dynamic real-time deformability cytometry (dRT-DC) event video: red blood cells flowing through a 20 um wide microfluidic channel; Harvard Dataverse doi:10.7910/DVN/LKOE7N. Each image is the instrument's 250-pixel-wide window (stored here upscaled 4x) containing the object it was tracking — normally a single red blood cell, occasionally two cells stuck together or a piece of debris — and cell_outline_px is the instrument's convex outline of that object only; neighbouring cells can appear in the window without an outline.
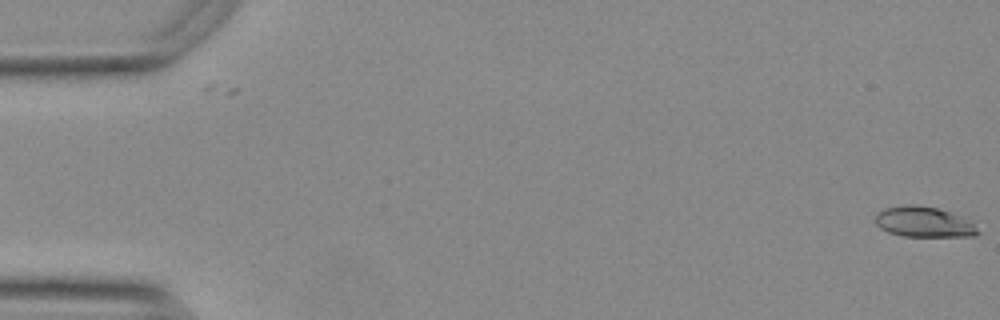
{"species": "Egyptian fruit bat (a non-hibernating species)", "species_latin": "Rousettus aegyptiacus", "temperature_condition": "warm", "stored_images_in_passage": 4, "camera_frame_rate_fps": 3000, "um_per_image_px": 0.085, "animal": {"sex": "female"}, "frame": {"image": 1, "passage_image": 4, "time_ms": 1.0, "image_size_px": [1000, 320], "cell_outline_px": [[980, 232], [976, 236], [904, 236], [888, 232], [880, 228], [876, 224], [876, 216], [884, 208], [936, 208], [960, 216], [972, 224]], "centroid_in_image_um": [78.55, 18.94], "position_along_channel_um": 6.5, "area_um2": 16.99}}